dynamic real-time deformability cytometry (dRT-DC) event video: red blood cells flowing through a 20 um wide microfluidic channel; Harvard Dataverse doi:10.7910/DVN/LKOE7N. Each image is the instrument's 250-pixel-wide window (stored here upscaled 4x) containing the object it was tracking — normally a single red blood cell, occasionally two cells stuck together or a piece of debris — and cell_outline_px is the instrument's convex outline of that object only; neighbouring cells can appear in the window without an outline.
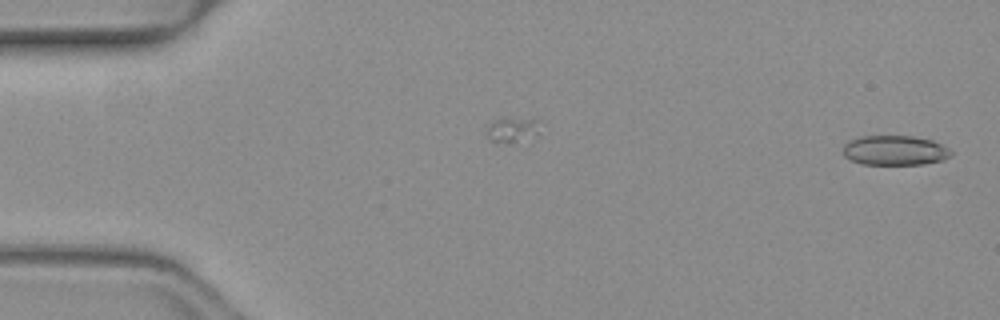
{"species": "common noctule bat (a hibernating species)", "species_latin": "Nyctalus noctula", "temperature_condition": "warm", "stored_images_in_passage": 18, "camera_frame_rate_fps": 3000, "um_per_image_px": 0.085, "animal": {"sex": "female", "body_mass_g": 19.3, "forearm_length_mm": 54.1}, "frame": {"image": 1, "passage_image": 1, "time_ms": 0.0, "image_size_px": [1000, 320], "cell_outline_px": [[952, 156], [944, 160], [924, 164], [860, 164], [844, 156], [844, 144], [848, 140], [860, 136], [912, 136], [932, 140], [948, 148], [952, 152]], "centroid_in_image_um": [76.07, 12.78], "position_along_channel_um": 8.9, "area_um2": 18.79}}
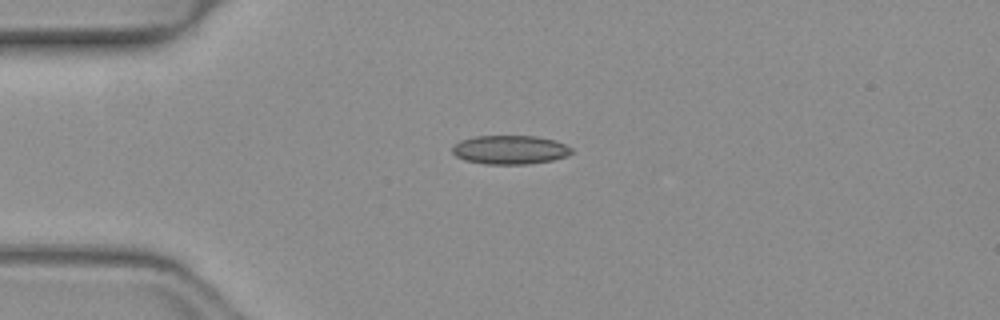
{"frame": {"image": 2, "passage_image": 12, "time_ms": 3.667, "image_size_px": [1000, 320], "cell_outline_px": [[572, 152], [568, 156], [552, 160], [524, 164], [484, 164], [464, 160], [456, 156], [452, 152], [452, 148], [460, 140], [476, 136], [536, 136], [556, 140], [572, 148]], "centroid_in_image_um": [43.35, 12.73], "position_along_channel_um": 41.6, "area_um2": 20.06}}
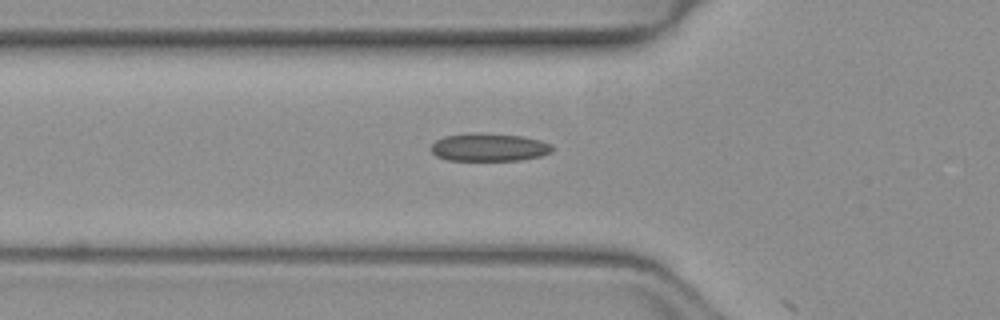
{"frame": {"image": 3, "passage_image": 17, "time_ms": 5.333, "image_size_px": [1000, 320], "cell_outline_px": [[552, 152], [540, 156], [520, 160], [448, 160], [436, 156], [428, 148], [436, 140], [444, 136], [472, 132], [480, 132], [524, 136], [540, 140], [552, 144]], "centroid_in_image_um": [41.55, 12.5], "position_along_channel_um": 84.3, "area_um2": 20.0}}